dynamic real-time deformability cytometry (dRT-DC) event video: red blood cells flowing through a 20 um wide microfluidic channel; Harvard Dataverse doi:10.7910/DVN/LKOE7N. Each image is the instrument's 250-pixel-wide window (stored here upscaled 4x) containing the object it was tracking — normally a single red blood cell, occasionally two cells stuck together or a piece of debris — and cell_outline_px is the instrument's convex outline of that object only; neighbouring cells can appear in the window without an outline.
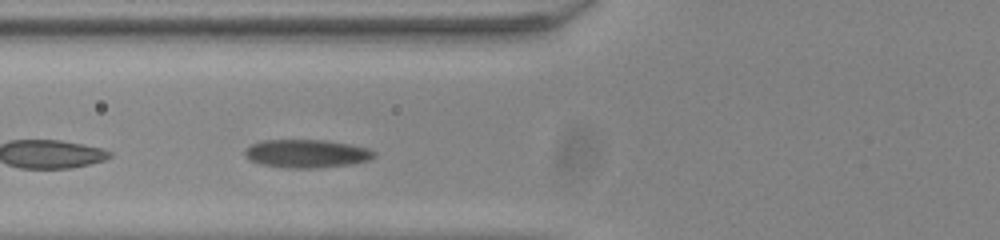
{"species": "common noctule bat (a hibernating species)", "species_latin": "Nyctalus noctula", "temperature_condition": "room temperature", "stored_images_in_passage": 31, "camera_frame_rate_fps": 3000, "um_per_image_px": 0.085, "animal": {"sex": "male", "body_mass_g": 20.0, "forearm_length_mm": 53.3}, "frame": {"image": 1, "passage_image": 4, "time_ms": 1.0, "image_size_px": [1000, 240], "cell_outline_px": [[376, 156], [368, 160], [348, 164], [316, 168], [284, 168], [264, 164], [252, 160], [244, 152], [252, 144], [264, 140], [324, 140], [348, 144], [368, 148], [376, 152]], "centroid_in_image_um": [26.11, 13.05], "position_along_channel_um": 99.7, "area_um2": 20.87}}
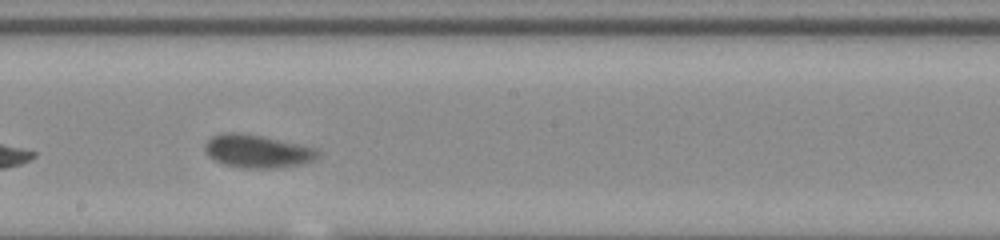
{"frame": {"image": 2, "passage_image": 14, "time_ms": 4.333, "image_size_px": [1000, 240], "cell_outline_px": [[320, 156], [304, 164], [276, 168], [240, 168], [224, 164], [208, 156], [204, 152], [204, 144], [212, 136], [224, 132], [240, 132], [260, 136], [316, 148], [320, 152]], "centroid_in_image_um": [21.85, 12.86], "position_along_channel_um": 226.4, "area_um2": 21.79}}
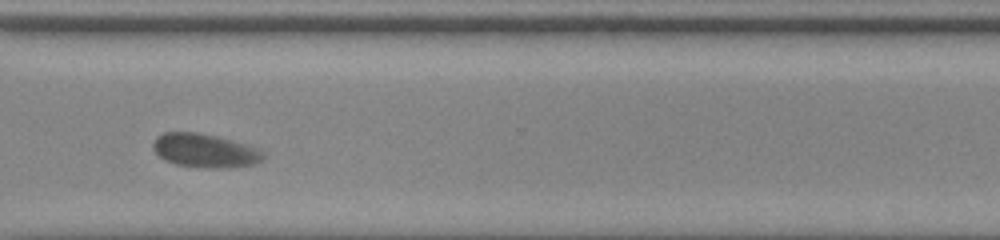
{"frame": {"image": 3, "passage_image": 24, "time_ms": 7.667, "image_size_px": [1000, 240], "cell_outline_px": [[264, 156], [260, 160], [252, 164], [224, 168], [204, 168], [176, 164], [164, 160], [152, 148], [152, 144], [156, 136], [164, 132], [196, 132], [216, 136], [232, 140], [260, 148], [264, 152]], "centroid_in_image_um": [17.39, 12.79], "position_along_channel_um": 353.2, "area_um2": 21.68}, "authors_computed_cell_mechanics": {"area_um2": 21.386, "velocity_mm_per_s": 3.8005, "shape_relaxation_time_tau1_ms": 3.4533, "shape_relaxation_time_tau2_ms": null, "deformation_change_tau1": 0.1102, "deformation_change_tau2": null}}